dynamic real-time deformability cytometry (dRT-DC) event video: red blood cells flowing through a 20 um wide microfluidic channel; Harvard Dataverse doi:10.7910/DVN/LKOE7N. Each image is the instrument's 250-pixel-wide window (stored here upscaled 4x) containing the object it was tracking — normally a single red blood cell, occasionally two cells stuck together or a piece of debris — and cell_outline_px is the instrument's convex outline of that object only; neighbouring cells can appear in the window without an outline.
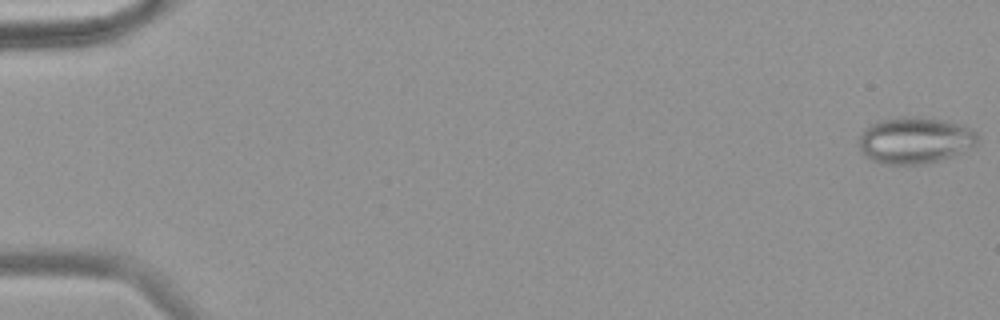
{"species": "common noctule bat (a hibernating species)", "species_latin": "Nyctalus noctula", "temperature_condition": "warm", "stored_images_in_passage": 58, "camera_frame_rate_fps": 3000, "um_per_image_px": 0.085, "animal": {"sex": "female", "body_mass_g": 18.4}, "frame": {"image": 1, "passage_image": 1, "time_ms": 0.0, "image_size_px": [1000, 320], "cell_outline_px": [[980, 136], [976, 144], [960, 152], [940, 160], [928, 164], [880, 164], [864, 156], [860, 152], [860, 132], [864, 128], [880, 120], [900, 116], [920, 116], [948, 120], [972, 128]], "centroid_in_image_um": [77.76, 11.91], "position_along_channel_um": 7.2, "area_um2": 32.66}}
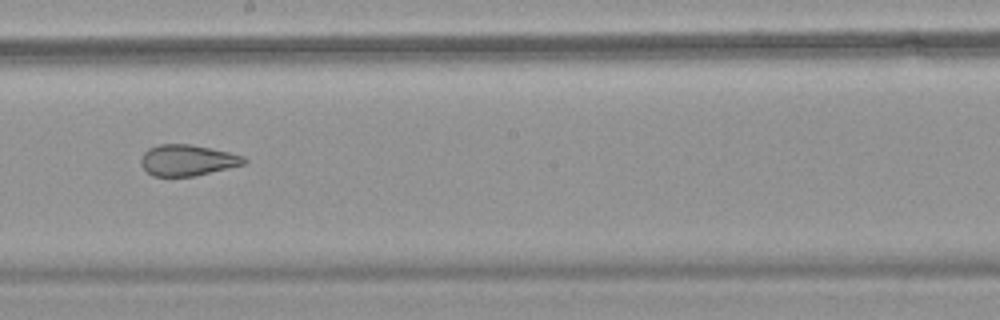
{"frame": {"image": 2, "passage_image": 34, "time_ms": 11.0, "image_size_px": [1000, 320], "cell_outline_px": [[248, 160], [244, 164], [196, 176], [152, 176], [140, 164], [140, 160], [144, 152], [148, 148], [160, 144], [192, 144], [228, 152], [244, 156]], "centroid_in_image_um": [15.92, 13.62], "position_along_channel_um": 232.3, "area_um2": 18.67}}
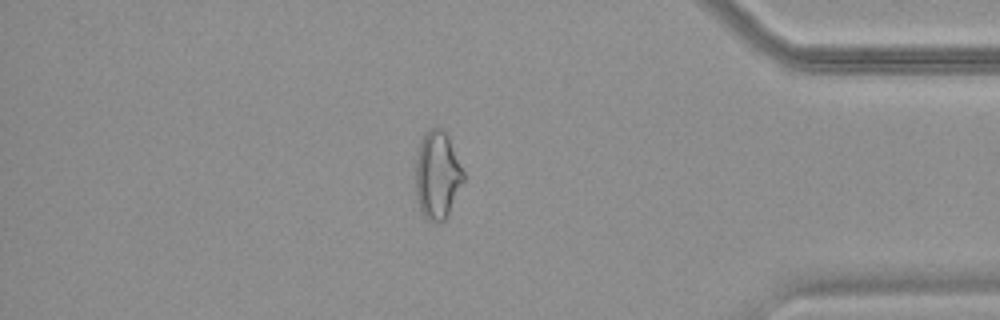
{"frame": {"image": 3, "passage_image": 50, "time_ms": 16.333, "image_size_px": [1000, 320], "cell_outline_px": [[464, 180], [444, 220], [428, 220], [424, 216], [420, 208], [416, 192], [416, 160], [420, 140], [428, 128], [440, 128], [448, 136], [464, 172]], "centroid_in_image_um": [37.16, 14.83], "position_along_channel_um": 398.0, "area_um2": 23.93}, "authors_computed_cell_mechanics": {"area_um2": 25.2008, "velocity_mm_per_s": 3.5931, "shape_relaxation_time_tau1_ms": null, "shape_relaxation_time_tau2_ms": 1.4936, "deformation_change_tau1": null, "deformation_change_tau2": 0.0903}}